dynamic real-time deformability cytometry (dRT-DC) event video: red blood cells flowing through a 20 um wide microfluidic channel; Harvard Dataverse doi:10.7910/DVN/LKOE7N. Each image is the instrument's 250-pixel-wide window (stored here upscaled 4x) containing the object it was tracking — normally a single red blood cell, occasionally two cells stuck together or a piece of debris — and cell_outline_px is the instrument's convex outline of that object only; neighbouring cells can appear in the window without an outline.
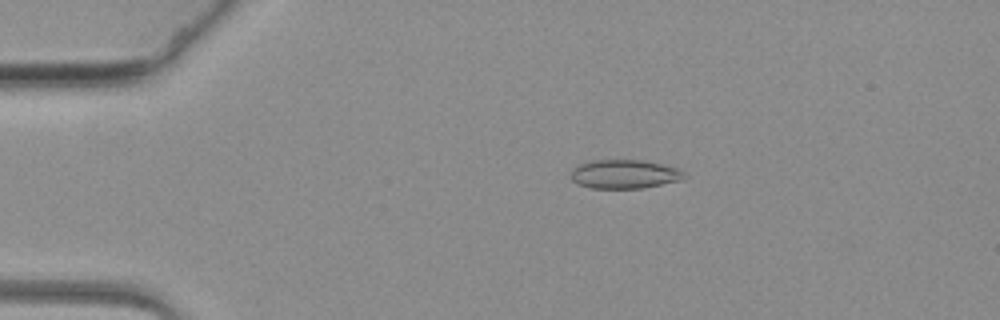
{"species": "common noctule bat (a hibernating species)", "species_latin": "Nyctalus noctula", "temperature_condition": "warm", "stored_images_in_passage": 62, "camera_frame_rate_fps": 3000, "um_per_image_px": 0.085, "animal": {"sex": "female", "body_mass_g": 19.3, "forearm_length_mm": 54.1}, "frame": {"image": 1, "passage_image": 13, "time_ms": 4.0, "image_size_px": [1000, 320], "cell_outline_px": [[688, 176], [684, 180], [644, 188], [592, 188], [576, 184], [572, 180], [572, 168], [580, 164], [592, 160], [644, 160], [680, 168]], "centroid_in_image_um": [53.14, 14.8], "position_along_channel_um": 31.9, "area_um2": 19.36}}
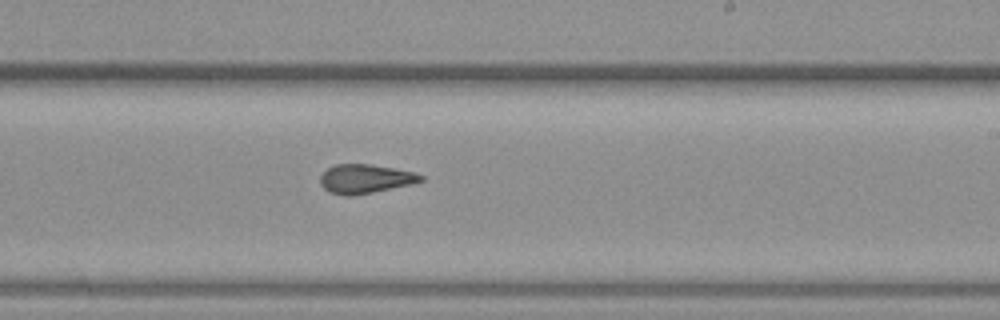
{"frame": {"image": 2, "passage_image": 38, "time_ms": 12.333, "image_size_px": [1000, 320], "cell_outline_px": [[424, 180], [416, 184], [352, 196], [344, 196], [328, 192], [320, 184], [320, 176], [328, 168], [336, 164], [372, 164], [416, 172], [424, 176]], "centroid_in_image_um": [31.09, 15.21], "position_along_channel_um": 257.9, "area_um2": 17.34}}
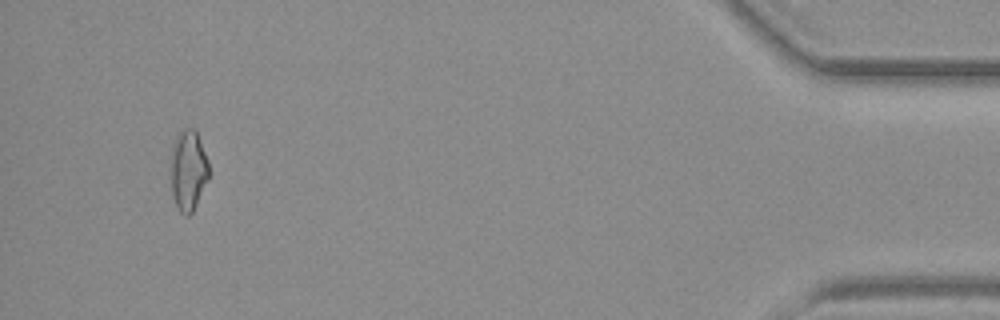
{"frame": {"image": 3, "passage_image": 59, "time_ms": 19.333, "image_size_px": [1000, 320], "cell_outline_px": [[208, 180], [192, 212], [188, 216], [184, 216], [180, 212], [176, 204], [172, 192], [172, 148], [180, 132], [184, 128], [196, 128], [208, 160]], "centroid_in_image_um": [16.03, 14.47], "position_along_channel_um": 419.2, "area_um2": 17.57}}